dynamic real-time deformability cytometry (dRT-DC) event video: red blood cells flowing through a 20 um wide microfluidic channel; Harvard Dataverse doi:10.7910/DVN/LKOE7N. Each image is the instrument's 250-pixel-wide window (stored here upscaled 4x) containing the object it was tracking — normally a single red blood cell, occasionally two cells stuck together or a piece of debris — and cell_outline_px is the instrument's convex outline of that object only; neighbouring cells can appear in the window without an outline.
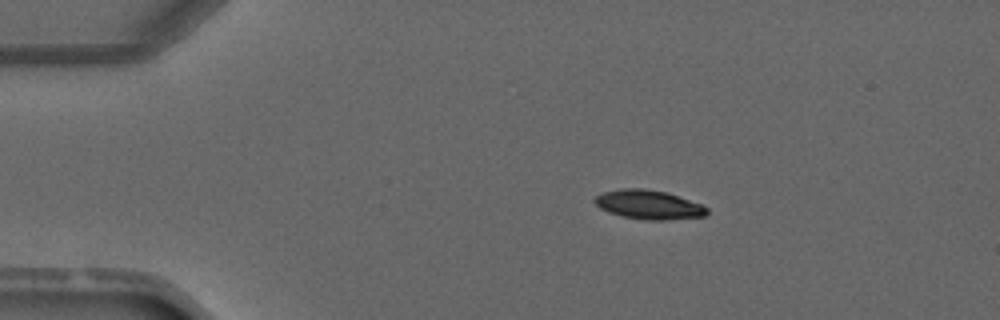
{"species": "common noctule bat (a hibernating species)", "species_latin": "Nyctalus noctula", "temperature_condition": "warm", "stored_images_in_passage": 2, "camera_frame_rate_fps": 3000, "um_per_image_px": 0.085, "animal": {"sex": "male", "forearm_length_mm": 52.5}, "frame": {"image": 1, "passage_image": 1, "time_ms": 0.0, "image_size_px": [1000, 320], "cell_outline_px": [[708, 216], [668, 220], [648, 220], [624, 216], [608, 212], [600, 208], [592, 200], [596, 196], [604, 192], [620, 188], [644, 188], [668, 192], [700, 204], [708, 208]], "centroid_in_image_um": [55.16, 17.39], "position_along_channel_um": 29.8, "area_um2": 19.13}}
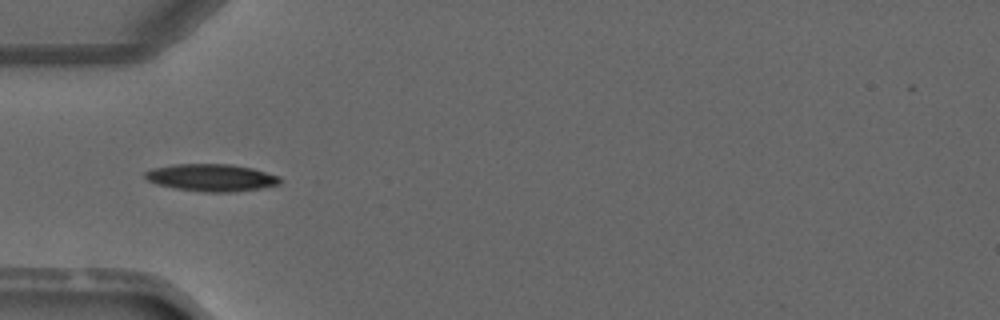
{"frame": {"image": 2, "passage_image": 2, "time_ms": 2.0, "image_size_px": [1000, 320], "cell_outline_px": [[284, 180], [280, 184], [260, 188], [232, 192], [204, 192], [176, 188], [156, 184], [148, 180], [144, 176], [144, 172], [152, 168], [172, 164], [228, 164], [252, 168], [280, 176]], "centroid_in_image_um": [17.98, 15.09], "position_along_channel_um": 67.0, "area_um2": 21.5}}